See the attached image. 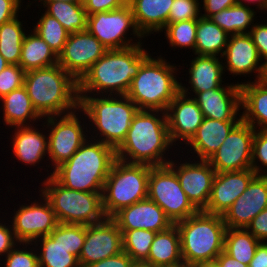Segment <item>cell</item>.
Returning <instances> with one entry per match:
<instances>
[{
	"label": "cell",
	"mask_w": 267,
	"mask_h": 267,
	"mask_svg": "<svg viewBox=\"0 0 267 267\" xmlns=\"http://www.w3.org/2000/svg\"><path fill=\"white\" fill-rule=\"evenodd\" d=\"M38 239L34 241V246L40 242L39 267H80L78 258L61 244V223L50 235Z\"/></svg>",
	"instance_id": "f546056e"
},
{
	"label": "cell",
	"mask_w": 267,
	"mask_h": 267,
	"mask_svg": "<svg viewBox=\"0 0 267 267\" xmlns=\"http://www.w3.org/2000/svg\"><path fill=\"white\" fill-rule=\"evenodd\" d=\"M15 1L21 6V3H22L21 0H15Z\"/></svg>",
	"instance_id": "be15d7a7"
},
{
	"label": "cell",
	"mask_w": 267,
	"mask_h": 267,
	"mask_svg": "<svg viewBox=\"0 0 267 267\" xmlns=\"http://www.w3.org/2000/svg\"><path fill=\"white\" fill-rule=\"evenodd\" d=\"M141 40L144 36L136 27L134 16L130 5L127 3L121 8L98 12L87 15L86 30L93 34L107 50H120L135 46L140 43L132 42L126 38V32L130 30Z\"/></svg>",
	"instance_id": "8fae6325"
},
{
	"label": "cell",
	"mask_w": 267,
	"mask_h": 267,
	"mask_svg": "<svg viewBox=\"0 0 267 267\" xmlns=\"http://www.w3.org/2000/svg\"><path fill=\"white\" fill-rule=\"evenodd\" d=\"M165 60L161 55L157 59L150 55L132 79L126 96L139 110L166 112L170 102L180 92V83L175 77L178 70Z\"/></svg>",
	"instance_id": "52a82bcc"
},
{
	"label": "cell",
	"mask_w": 267,
	"mask_h": 267,
	"mask_svg": "<svg viewBox=\"0 0 267 267\" xmlns=\"http://www.w3.org/2000/svg\"><path fill=\"white\" fill-rule=\"evenodd\" d=\"M256 175L252 168L240 171L216 172L208 205L203 211L223 216L235 200L242 195Z\"/></svg>",
	"instance_id": "d6986e66"
},
{
	"label": "cell",
	"mask_w": 267,
	"mask_h": 267,
	"mask_svg": "<svg viewBox=\"0 0 267 267\" xmlns=\"http://www.w3.org/2000/svg\"><path fill=\"white\" fill-rule=\"evenodd\" d=\"M19 242L15 239L12 227L5 223H0V255L6 256L9 251L18 246Z\"/></svg>",
	"instance_id": "f907efd6"
},
{
	"label": "cell",
	"mask_w": 267,
	"mask_h": 267,
	"mask_svg": "<svg viewBox=\"0 0 267 267\" xmlns=\"http://www.w3.org/2000/svg\"><path fill=\"white\" fill-rule=\"evenodd\" d=\"M240 87L242 120L255 130L267 131V80L247 81Z\"/></svg>",
	"instance_id": "cb8c5ba5"
},
{
	"label": "cell",
	"mask_w": 267,
	"mask_h": 267,
	"mask_svg": "<svg viewBox=\"0 0 267 267\" xmlns=\"http://www.w3.org/2000/svg\"><path fill=\"white\" fill-rule=\"evenodd\" d=\"M182 260L180 233L176 224L167 230L157 232L151 244L149 256L145 261L162 266Z\"/></svg>",
	"instance_id": "4dcf8cb0"
},
{
	"label": "cell",
	"mask_w": 267,
	"mask_h": 267,
	"mask_svg": "<svg viewBox=\"0 0 267 267\" xmlns=\"http://www.w3.org/2000/svg\"><path fill=\"white\" fill-rule=\"evenodd\" d=\"M149 56L141 44L107 50L78 81V95L95 91L98 95H126L132 79Z\"/></svg>",
	"instance_id": "7a4b0ae2"
},
{
	"label": "cell",
	"mask_w": 267,
	"mask_h": 267,
	"mask_svg": "<svg viewBox=\"0 0 267 267\" xmlns=\"http://www.w3.org/2000/svg\"><path fill=\"white\" fill-rule=\"evenodd\" d=\"M265 79L267 80V65H266Z\"/></svg>",
	"instance_id": "e7e4bbea"
},
{
	"label": "cell",
	"mask_w": 267,
	"mask_h": 267,
	"mask_svg": "<svg viewBox=\"0 0 267 267\" xmlns=\"http://www.w3.org/2000/svg\"><path fill=\"white\" fill-rule=\"evenodd\" d=\"M23 23L18 16L0 26V54L11 65H19L25 36Z\"/></svg>",
	"instance_id": "8d00e7d4"
},
{
	"label": "cell",
	"mask_w": 267,
	"mask_h": 267,
	"mask_svg": "<svg viewBox=\"0 0 267 267\" xmlns=\"http://www.w3.org/2000/svg\"><path fill=\"white\" fill-rule=\"evenodd\" d=\"M112 219L120 230L144 229L157 233L173 225L162 208L149 198L121 209Z\"/></svg>",
	"instance_id": "603a6c76"
},
{
	"label": "cell",
	"mask_w": 267,
	"mask_h": 267,
	"mask_svg": "<svg viewBox=\"0 0 267 267\" xmlns=\"http://www.w3.org/2000/svg\"><path fill=\"white\" fill-rule=\"evenodd\" d=\"M32 32L24 36L19 65L28 72L58 64L55 52L41 37Z\"/></svg>",
	"instance_id": "1f68e13d"
},
{
	"label": "cell",
	"mask_w": 267,
	"mask_h": 267,
	"mask_svg": "<svg viewBox=\"0 0 267 267\" xmlns=\"http://www.w3.org/2000/svg\"><path fill=\"white\" fill-rule=\"evenodd\" d=\"M106 51L102 43L87 30L70 33L58 55V64L79 81Z\"/></svg>",
	"instance_id": "9a60e30c"
},
{
	"label": "cell",
	"mask_w": 267,
	"mask_h": 267,
	"mask_svg": "<svg viewBox=\"0 0 267 267\" xmlns=\"http://www.w3.org/2000/svg\"><path fill=\"white\" fill-rule=\"evenodd\" d=\"M258 161L267 168V131L265 130H255L252 148V169L257 175H267V169L261 170L264 167H261Z\"/></svg>",
	"instance_id": "ee69618b"
},
{
	"label": "cell",
	"mask_w": 267,
	"mask_h": 267,
	"mask_svg": "<svg viewBox=\"0 0 267 267\" xmlns=\"http://www.w3.org/2000/svg\"><path fill=\"white\" fill-rule=\"evenodd\" d=\"M181 240V253L192 266L214 263L224 250L227 227L221 215L199 210L196 214L175 223Z\"/></svg>",
	"instance_id": "5b68a950"
},
{
	"label": "cell",
	"mask_w": 267,
	"mask_h": 267,
	"mask_svg": "<svg viewBox=\"0 0 267 267\" xmlns=\"http://www.w3.org/2000/svg\"><path fill=\"white\" fill-rule=\"evenodd\" d=\"M222 58L226 60L224 71L227 68L233 76L241 74L246 76L254 72L258 74L255 80L265 78L266 65L260 64L262 59L249 34L229 35Z\"/></svg>",
	"instance_id": "7402d4cb"
},
{
	"label": "cell",
	"mask_w": 267,
	"mask_h": 267,
	"mask_svg": "<svg viewBox=\"0 0 267 267\" xmlns=\"http://www.w3.org/2000/svg\"><path fill=\"white\" fill-rule=\"evenodd\" d=\"M254 134L255 129L241 120L207 161L216 172L240 171L252 168Z\"/></svg>",
	"instance_id": "4fadbf2b"
},
{
	"label": "cell",
	"mask_w": 267,
	"mask_h": 267,
	"mask_svg": "<svg viewBox=\"0 0 267 267\" xmlns=\"http://www.w3.org/2000/svg\"><path fill=\"white\" fill-rule=\"evenodd\" d=\"M239 122L213 120L204 117L197 132L187 144L194 150L199 160H208Z\"/></svg>",
	"instance_id": "d4e9b609"
},
{
	"label": "cell",
	"mask_w": 267,
	"mask_h": 267,
	"mask_svg": "<svg viewBox=\"0 0 267 267\" xmlns=\"http://www.w3.org/2000/svg\"><path fill=\"white\" fill-rule=\"evenodd\" d=\"M255 13L249 5L237 3L212 15L210 19L229 35L248 34L254 24Z\"/></svg>",
	"instance_id": "e575fe53"
},
{
	"label": "cell",
	"mask_w": 267,
	"mask_h": 267,
	"mask_svg": "<svg viewBox=\"0 0 267 267\" xmlns=\"http://www.w3.org/2000/svg\"><path fill=\"white\" fill-rule=\"evenodd\" d=\"M45 13L56 18L69 33L86 30L87 14L83 2L42 1Z\"/></svg>",
	"instance_id": "836d02e7"
},
{
	"label": "cell",
	"mask_w": 267,
	"mask_h": 267,
	"mask_svg": "<svg viewBox=\"0 0 267 267\" xmlns=\"http://www.w3.org/2000/svg\"><path fill=\"white\" fill-rule=\"evenodd\" d=\"M148 198L162 208L173 224L199 211L188 199L176 173L168 165L150 169Z\"/></svg>",
	"instance_id": "30bf717a"
},
{
	"label": "cell",
	"mask_w": 267,
	"mask_h": 267,
	"mask_svg": "<svg viewBox=\"0 0 267 267\" xmlns=\"http://www.w3.org/2000/svg\"><path fill=\"white\" fill-rule=\"evenodd\" d=\"M240 84L239 82L233 85L227 84L226 87L222 85L217 89L199 92L193 98L206 118L221 121H241V114L237 115L239 110H242Z\"/></svg>",
	"instance_id": "44dd1931"
},
{
	"label": "cell",
	"mask_w": 267,
	"mask_h": 267,
	"mask_svg": "<svg viewBox=\"0 0 267 267\" xmlns=\"http://www.w3.org/2000/svg\"><path fill=\"white\" fill-rule=\"evenodd\" d=\"M159 267H194L190 264H188L187 262H185L184 260L174 263V264H168V265H162Z\"/></svg>",
	"instance_id": "680465c9"
},
{
	"label": "cell",
	"mask_w": 267,
	"mask_h": 267,
	"mask_svg": "<svg viewBox=\"0 0 267 267\" xmlns=\"http://www.w3.org/2000/svg\"><path fill=\"white\" fill-rule=\"evenodd\" d=\"M72 157L50 173L64 187L83 192H103L104 183L116 158V150L93 135ZM96 141H92V140Z\"/></svg>",
	"instance_id": "3957f363"
},
{
	"label": "cell",
	"mask_w": 267,
	"mask_h": 267,
	"mask_svg": "<svg viewBox=\"0 0 267 267\" xmlns=\"http://www.w3.org/2000/svg\"><path fill=\"white\" fill-rule=\"evenodd\" d=\"M216 56H196L189 67V84L195 95L222 86L224 63Z\"/></svg>",
	"instance_id": "83f0119b"
},
{
	"label": "cell",
	"mask_w": 267,
	"mask_h": 267,
	"mask_svg": "<svg viewBox=\"0 0 267 267\" xmlns=\"http://www.w3.org/2000/svg\"><path fill=\"white\" fill-rule=\"evenodd\" d=\"M195 267H218L215 263L200 264Z\"/></svg>",
	"instance_id": "94428289"
},
{
	"label": "cell",
	"mask_w": 267,
	"mask_h": 267,
	"mask_svg": "<svg viewBox=\"0 0 267 267\" xmlns=\"http://www.w3.org/2000/svg\"><path fill=\"white\" fill-rule=\"evenodd\" d=\"M248 34L257 47L260 58L265 60L263 63L267 65V23H255Z\"/></svg>",
	"instance_id": "bcb514c9"
},
{
	"label": "cell",
	"mask_w": 267,
	"mask_h": 267,
	"mask_svg": "<svg viewBox=\"0 0 267 267\" xmlns=\"http://www.w3.org/2000/svg\"><path fill=\"white\" fill-rule=\"evenodd\" d=\"M39 196L44 200L43 203L36 200L31 202V205L24 203L14 212L10 226L19 243H32L38 238L50 235L58 225L50 202L41 193Z\"/></svg>",
	"instance_id": "5bb4252c"
},
{
	"label": "cell",
	"mask_w": 267,
	"mask_h": 267,
	"mask_svg": "<svg viewBox=\"0 0 267 267\" xmlns=\"http://www.w3.org/2000/svg\"><path fill=\"white\" fill-rule=\"evenodd\" d=\"M123 251L133 260H146L156 232L144 229L121 230Z\"/></svg>",
	"instance_id": "f35d334b"
},
{
	"label": "cell",
	"mask_w": 267,
	"mask_h": 267,
	"mask_svg": "<svg viewBox=\"0 0 267 267\" xmlns=\"http://www.w3.org/2000/svg\"><path fill=\"white\" fill-rule=\"evenodd\" d=\"M174 0H127L137 29L143 36L163 32ZM154 31V32H153Z\"/></svg>",
	"instance_id": "484cf974"
},
{
	"label": "cell",
	"mask_w": 267,
	"mask_h": 267,
	"mask_svg": "<svg viewBox=\"0 0 267 267\" xmlns=\"http://www.w3.org/2000/svg\"><path fill=\"white\" fill-rule=\"evenodd\" d=\"M218 267H248V265L235 260L230 255L226 254L222 251L217 257L214 262Z\"/></svg>",
	"instance_id": "11a10c76"
},
{
	"label": "cell",
	"mask_w": 267,
	"mask_h": 267,
	"mask_svg": "<svg viewBox=\"0 0 267 267\" xmlns=\"http://www.w3.org/2000/svg\"><path fill=\"white\" fill-rule=\"evenodd\" d=\"M204 13L201 16L204 18H210L212 15L234 6L238 3L237 0H203Z\"/></svg>",
	"instance_id": "816d5d0a"
},
{
	"label": "cell",
	"mask_w": 267,
	"mask_h": 267,
	"mask_svg": "<svg viewBox=\"0 0 267 267\" xmlns=\"http://www.w3.org/2000/svg\"><path fill=\"white\" fill-rule=\"evenodd\" d=\"M267 208V175H256L222 216L227 228H246Z\"/></svg>",
	"instance_id": "ffe728a7"
},
{
	"label": "cell",
	"mask_w": 267,
	"mask_h": 267,
	"mask_svg": "<svg viewBox=\"0 0 267 267\" xmlns=\"http://www.w3.org/2000/svg\"><path fill=\"white\" fill-rule=\"evenodd\" d=\"M260 243L246 228H227L223 251L235 260L249 265Z\"/></svg>",
	"instance_id": "d590c367"
},
{
	"label": "cell",
	"mask_w": 267,
	"mask_h": 267,
	"mask_svg": "<svg viewBox=\"0 0 267 267\" xmlns=\"http://www.w3.org/2000/svg\"><path fill=\"white\" fill-rule=\"evenodd\" d=\"M26 71L20 65L9 64L0 73V99L24 85Z\"/></svg>",
	"instance_id": "7bdbcfd3"
},
{
	"label": "cell",
	"mask_w": 267,
	"mask_h": 267,
	"mask_svg": "<svg viewBox=\"0 0 267 267\" xmlns=\"http://www.w3.org/2000/svg\"><path fill=\"white\" fill-rule=\"evenodd\" d=\"M180 83V92L168 105L166 110L169 137L172 144L185 141V145L197 132L204 119V115L196 100L190 98L189 88ZM189 94V95H188ZM179 139V140H178Z\"/></svg>",
	"instance_id": "e0dca14e"
},
{
	"label": "cell",
	"mask_w": 267,
	"mask_h": 267,
	"mask_svg": "<svg viewBox=\"0 0 267 267\" xmlns=\"http://www.w3.org/2000/svg\"><path fill=\"white\" fill-rule=\"evenodd\" d=\"M78 110L65 115L48 116L47 127L50 128L48 136V157L53 168L68 161L72 155L89 139L84 132V125L79 121ZM59 118V119H58ZM83 125V128H82ZM52 127V128H51ZM87 139H86V138Z\"/></svg>",
	"instance_id": "7c38bea8"
},
{
	"label": "cell",
	"mask_w": 267,
	"mask_h": 267,
	"mask_svg": "<svg viewBox=\"0 0 267 267\" xmlns=\"http://www.w3.org/2000/svg\"><path fill=\"white\" fill-rule=\"evenodd\" d=\"M34 126H18L12 137L14 156L25 165H34L48 153V137Z\"/></svg>",
	"instance_id": "4316f807"
},
{
	"label": "cell",
	"mask_w": 267,
	"mask_h": 267,
	"mask_svg": "<svg viewBox=\"0 0 267 267\" xmlns=\"http://www.w3.org/2000/svg\"><path fill=\"white\" fill-rule=\"evenodd\" d=\"M9 65V63L0 54V73Z\"/></svg>",
	"instance_id": "91938a15"
},
{
	"label": "cell",
	"mask_w": 267,
	"mask_h": 267,
	"mask_svg": "<svg viewBox=\"0 0 267 267\" xmlns=\"http://www.w3.org/2000/svg\"><path fill=\"white\" fill-rule=\"evenodd\" d=\"M133 261L125 251H122L117 255L105 258L86 267H132Z\"/></svg>",
	"instance_id": "681fc988"
},
{
	"label": "cell",
	"mask_w": 267,
	"mask_h": 267,
	"mask_svg": "<svg viewBox=\"0 0 267 267\" xmlns=\"http://www.w3.org/2000/svg\"><path fill=\"white\" fill-rule=\"evenodd\" d=\"M42 1H64V2H80V0H42Z\"/></svg>",
	"instance_id": "6125c7cd"
},
{
	"label": "cell",
	"mask_w": 267,
	"mask_h": 267,
	"mask_svg": "<svg viewBox=\"0 0 267 267\" xmlns=\"http://www.w3.org/2000/svg\"><path fill=\"white\" fill-rule=\"evenodd\" d=\"M259 241L267 240V208L262 210L246 227Z\"/></svg>",
	"instance_id": "c3c4849f"
},
{
	"label": "cell",
	"mask_w": 267,
	"mask_h": 267,
	"mask_svg": "<svg viewBox=\"0 0 267 267\" xmlns=\"http://www.w3.org/2000/svg\"><path fill=\"white\" fill-rule=\"evenodd\" d=\"M158 114L162 115L158 117ZM170 146L173 144L169 137L166 112L138 110L124 141L116 149V158L127 163L164 166L170 161L164 156Z\"/></svg>",
	"instance_id": "6da1fadb"
},
{
	"label": "cell",
	"mask_w": 267,
	"mask_h": 267,
	"mask_svg": "<svg viewBox=\"0 0 267 267\" xmlns=\"http://www.w3.org/2000/svg\"><path fill=\"white\" fill-rule=\"evenodd\" d=\"M2 101L4 124L7 126H31L30 122L42 119L34 109L24 86L11 91L0 99ZM30 120V122L28 121ZM29 122V124L27 122ZM26 123V124H25Z\"/></svg>",
	"instance_id": "f1b7e54d"
},
{
	"label": "cell",
	"mask_w": 267,
	"mask_h": 267,
	"mask_svg": "<svg viewBox=\"0 0 267 267\" xmlns=\"http://www.w3.org/2000/svg\"><path fill=\"white\" fill-rule=\"evenodd\" d=\"M164 31L165 37L173 48H190L195 54L197 19L170 23Z\"/></svg>",
	"instance_id": "ab89813d"
},
{
	"label": "cell",
	"mask_w": 267,
	"mask_h": 267,
	"mask_svg": "<svg viewBox=\"0 0 267 267\" xmlns=\"http://www.w3.org/2000/svg\"><path fill=\"white\" fill-rule=\"evenodd\" d=\"M85 241V225L61 223V244L79 258Z\"/></svg>",
	"instance_id": "60d3db41"
},
{
	"label": "cell",
	"mask_w": 267,
	"mask_h": 267,
	"mask_svg": "<svg viewBox=\"0 0 267 267\" xmlns=\"http://www.w3.org/2000/svg\"><path fill=\"white\" fill-rule=\"evenodd\" d=\"M21 6L15 0H0V26L18 16Z\"/></svg>",
	"instance_id": "f5cc1de1"
},
{
	"label": "cell",
	"mask_w": 267,
	"mask_h": 267,
	"mask_svg": "<svg viewBox=\"0 0 267 267\" xmlns=\"http://www.w3.org/2000/svg\"><path fill=\"white\" fill-rule=\"evenodd\" d=\"M153 166L116 159L104 183L102 207L106 218L148 198V178Z\"/></svg>",
	"instance_id": "ba28073f"
},
{
	"label": "cell",
	"mask_w": 267,
	"mask_h": 267,
	"mask_svg": "<svg viewBox=\"0 0 267 267\" xmlns=\"http://www.w3.org/2000/svg\"><path fill=\"white\" fill-rule=\"evenodd\" d=\"M248 267H267V242H261Z\"/></svg>",
	"instance_id": "db71d44e"
},
{
	"label": "cell",
	"mask_w": 267,
	"mask_h": 267,
	"mask_svg": "<svg viewBox=\"0 0 267 267\" xmlns=\"http://www.w3.org/2000/svg\"><path fill=\"white\" fill-rule=\"evenodd\" d=\"M199 0H174L168 15V24L190 19H198L200 14Z\"/></svg>",
	"instance_id": "b9f144b4"
},
{
	"label": "cell",
	"mask_w": 267,
	"mask_h": 267,
	"mask_svg": "<svg viewBox=\"0 0 267 267\" xmlns=\"http://www.w3.org/2000/svg\"><path fill=\"white\" fill-rule=\"evenodd\" d=\"M229 34L215 24L210 18L200 16L197 19L195 55L223 56ZM218 54V55H217Z\"/></svg>",
	"instance_id": "d6a6232c"
},
{
	"label": "cell",
	"mask_w": 267,
	"mask_h": 267,
	"mask_svg": "<svg viewBox=\"0 0 267 267\" xmlns=\"http://www.w3.org/2000/svg\"><path fill=\"white\" fill-rule=\"evenodd\" d=\"M26 247L23 249H17V247L13 248L11 251L7 253L6 256H4L6 259V264H4L5 267H39V261H38V252L32 250H27L28 245H33V243H19ZM26 248V250H25ZM34 251V252H33Z\"/></svg>",
	"instance_id": "f6af8a7d"
},
{
	"label": "cell",
	"mask_w": 267,
	"mask_h": 267,
	"mask_svg": "<svg viewBox=\"0 0 267 267\" xmlns=\"http://www.w3.org/2000/svg\"><path fill=\"white\" fill-rule=\"evenodd\" d=\"M123 251L122 232L112 218L85 225V241L78 258L80 267L99 262Z\"/></svg>",
	"instance_id": "2e32d148"
},
{
	"label": "cell",
	"mask_w": 267,
	"mask_h": 267,
	"mask_svg": "<svg viewBox=\"0 0 267 267\" xmlns=\"http://www.w3.org/2000/svg\"><path fill=\"white\" fill-rule=\"evenodd\" d=\"M23 86L42 118L79 109L78 81L59 64L26 72Z\"/></svg>",
	"instance_id": "277c9868"
},
{
	"label": "cell",
	"mask_w": 267,
	"mask_h": 267,
	"mask_svg": "<svg viewBox=\"0 0 267 267\" xmlns=\"http://www.w3.org/2000/svg\"><path fill=\"white\" fill-rule=\"evenodd\" d=\"M41 194L50 202L58 223L91 225L106 216L102 207V192L71 190L48 175Z\"/></svg>",
	"instance_id": "9c48e42d"
},
{
	"label": "cell",
	"mask_w": 267,
	"mask_h": 267,
	"mask_svg": "<svg viewBox=\"0 0 267 267\" xmlns=\"http://www.w3.org/2000/svg\"><path fill=\"white\" fill-rule=\"evenodd\" d=\"M177 175L182 190L198 210L208 205L216 171L207 160L191 161L176 166L171 159L167 164Z\"/></svg>",
	"instance_id": "ac0fdd59"
},
{
	"label": "cell",
	"mask_w": 267,
	"mask_h": 267,
	"mask_svg": "<svg viewBox=\"0 0 267 267\" xmlns=\"http://www.w3.org/2000/svg\"><path fill=\"white\" fill-rule=\"evenodd\" d=\"M95 95L97 94L94 93L93 97L79 95V111H83L84 115L86 114L90 122L95 125L93 133L96 128L99 134L98 141L116 150L124 141L139 108L126 95H115V97L113 95L96 97Z\"/></svg>",
	"instance_id": "8992f818"
},
{
	"label": "cell",
	"mask_w": 267,
	"mask_h": 267,
	"mask_svg": "<svg viewBox=\"0 0 267 267\" xmlns=\"http://www.w3.org/2000/svg\"><path fill=\"white\" fill-rule=\"evenodd\" d=\"M127 4V0H84L83 5L87 15L111 11Z\"/></svg>",
	"instance_id": "7dc6e473"
},
{
	"label": "cell",
	"mask_w": 267,
	"mask_h": 267,
	"mask_svg": "<svg viewBox=\"0 0 267 267\" xmlns=\"http://www.w3.org/2000/svg\"><path fill=\"white\" fill-rule=\"evenodd\" d=\"M238 1V4H241V5H247L245 4L244 2H248L249 3H255V4H258L256 5L258 8V10H266L267 11V0H237ZM244 1V2H243Z\"/></svg>",
	"instance_id": "9f6ffc18"
},
{
	"label": "cell",
	"mask_w": 267,
	"mask_h": 267,
	"mask_svg": "<svg viewBox=\"0 0 267 267\" xmlns=\"http://www.w3.org/2000/svg\"><path fill=\"white\" fill-rule=\"evenodd\" d=\"M132 267H159L145 260H134Z\"/></svg>",
	"instance_id": "6f0895ef"
},
{
	"label": "cell",
	"mask_w": 267,
	"mask_h": 267,
	"mask_svg": "<svg viewBox=\"0 0 267 267\" xmlns=\"http://www.w3.org/2000/svg\"><path fill=\"white\" fill-rule=\"evenodd\" d=\"M33 31L41 37L58 56L68 39L69 32L54 17L44 12Z\"/></svg>",
	"instance_id": "74e56055"
}]
</instances>
